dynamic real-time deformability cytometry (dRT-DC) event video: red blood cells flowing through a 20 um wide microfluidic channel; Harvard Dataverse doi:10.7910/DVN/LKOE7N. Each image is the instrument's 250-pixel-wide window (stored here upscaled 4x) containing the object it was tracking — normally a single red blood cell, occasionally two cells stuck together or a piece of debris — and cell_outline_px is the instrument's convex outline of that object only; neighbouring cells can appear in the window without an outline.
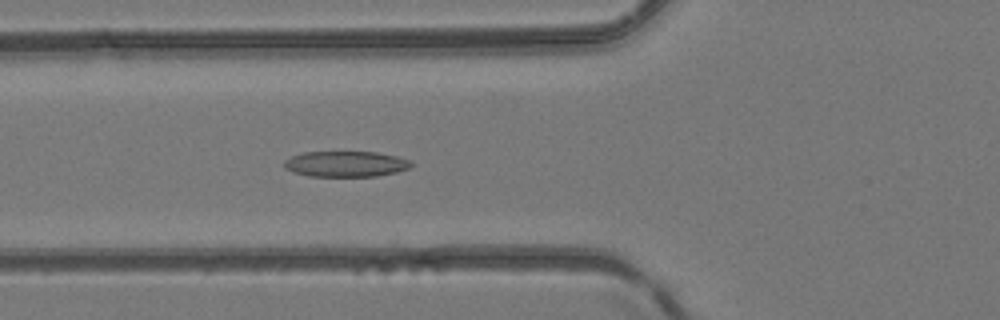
{"species": "common noctule bat (a hibernating species)", "species_latin": "Nyctalus noctula", "temperature_condition": "room temperature", "stored_images_in_passage": 33, "camera_frame_rate_fps": 3000, "um_per_image_px": 0.085, "animal": {"sex": "female", "body_mass_g": 24.6, "forearm_length_mm": 56.2}, "frame": {"image": 1, "passage_image": 6, "time_ms": 1.667, "image_size_px": [1000, 320], "cell_outline_px": [[412, 164], [408, 168], [396, 172], [376, 176], [308, 176], [292, 172], [284, 168], [284, 160], [292, 156], [304, 152], [376, 152], [396, 156], [408, 160]], "centroid_in_image_um": [29.34, 13.94], "position_along_channel_um": 96.5, "area_um2": 18.9}}
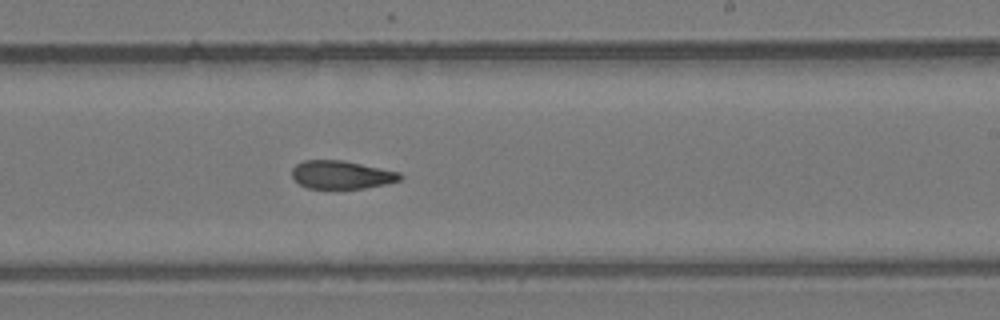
{"frame": {"image": 2, "passage_image": 17, "time_ms": 5.333, "image_size_px": [1000, 320], "cell_outline_px": [[404, 176], [400, 180], [388, 184], [364, 188], [308, 188], [300, 184], [292, 176], [292, 168], [296, 164], [304, 160], [344, 160], [400, 172]], "centroid_in_image_um": [29.06, 14.85], "position_along_channel_um": 259.9, "area_um2": 17.8}}
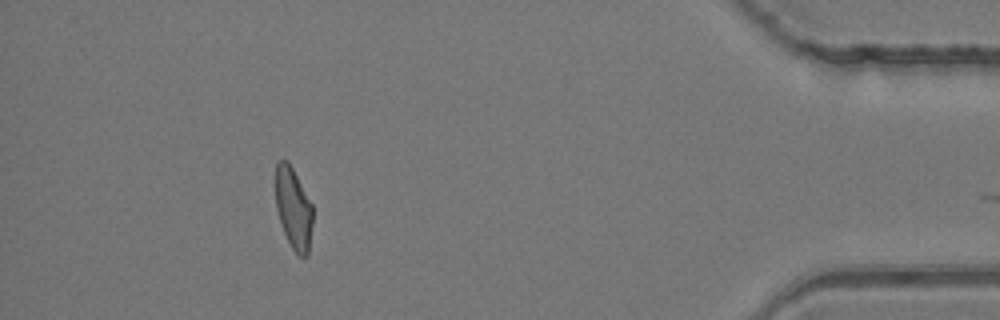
{"frame": {"image": 3, "passage_image": 31, "time_ms": 10.0, "image_size_px": [1000, 320], "cell_outline_px": [[312, 224], [308, 256], [300, 256], [292, 248], [284, 232], [276, 208], [276, 160], [288, 160], [312, 204]], "centroid_in_image_um": [24.94, 17.69], "position_along_channel_um": 410.3, "area_um2": 17.46}}